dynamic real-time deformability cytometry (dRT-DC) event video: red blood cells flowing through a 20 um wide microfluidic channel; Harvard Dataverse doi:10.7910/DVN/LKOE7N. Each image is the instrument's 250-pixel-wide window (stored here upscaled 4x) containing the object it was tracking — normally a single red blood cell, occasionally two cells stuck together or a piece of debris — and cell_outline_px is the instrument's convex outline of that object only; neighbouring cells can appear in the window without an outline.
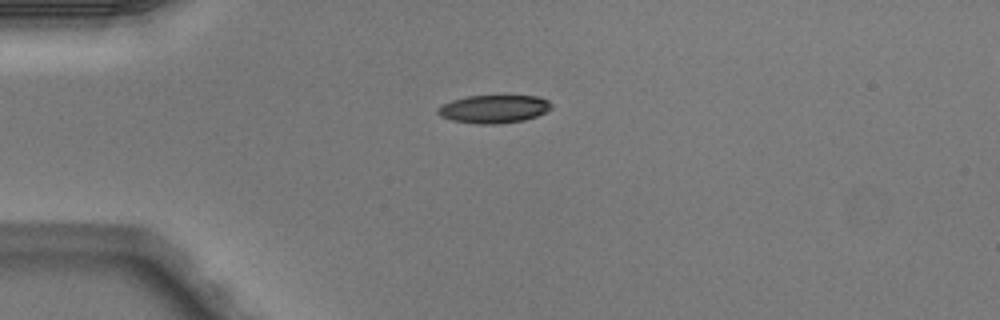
{"species": "Egyptian fruit bat (a non-hibernating species)", "species_latin": "Rousettus aegyptiacus", "temperature_condition": "warm", "stored_images_in_passage": 5, "camera_frame_rate_fps": 3000, "um_per_image_px": 0.085, "animal": {"sex": "male"}, "frame": {"image": 1, "passage_image": 4, "time_ms": 1.0, "image_size_px": [1000, 320], "cell_outline_px": [[552, 108], [536, 116], [524, 120], [500, 124], [476, 124], [452, 120], [440, 116], [436, 112], [436, 108], [440, 104], [452, 100], [468, 96], [536, 96], [548, 100], [552, 104]], "centroid_in_image_um": [41.93, 9.27], "position_along_channel_um": 43.1, "area_um2": 18.67}}